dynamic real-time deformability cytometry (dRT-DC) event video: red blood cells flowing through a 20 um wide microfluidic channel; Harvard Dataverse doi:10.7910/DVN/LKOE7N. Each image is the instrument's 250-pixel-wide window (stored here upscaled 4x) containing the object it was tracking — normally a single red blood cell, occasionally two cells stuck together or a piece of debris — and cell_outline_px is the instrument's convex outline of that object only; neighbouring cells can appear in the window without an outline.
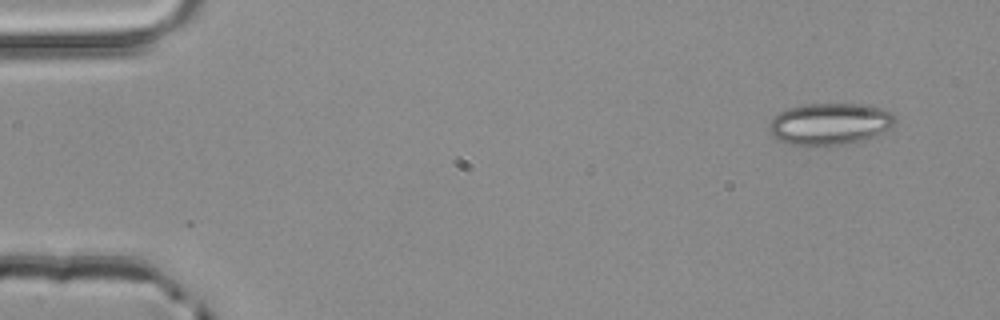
{"species": "common noctule bat (a hibernating species)", "species_latin": "Nyctalus noctula", "temperature_condition": "room temperature", "stored_images_in_passage": 4, "segment_of_instrument_passage": [1, 2], "camera_frame_rate_fps": 3000, "um_per_image_px": 0.085, "animal": {"sex": "male", "body_mass_g": 20.4}, "frame": {"image": 1, "passage_image": 1, "time_ms": 0.0, "image_size_px": [1000, 320], "cell_outline_px": [[896, 120], [888, 128], [864, 140], [844, 144], [788, 144], [776, 140], [768, 132], [768, 124], [772, 116], [784, 108], [808, 104], [868, 104], [892, 112]], "centroid_in_image_um": [70.45, 10.5], "position_along_channel_um": 14.5, "area_um2": 30.63}}